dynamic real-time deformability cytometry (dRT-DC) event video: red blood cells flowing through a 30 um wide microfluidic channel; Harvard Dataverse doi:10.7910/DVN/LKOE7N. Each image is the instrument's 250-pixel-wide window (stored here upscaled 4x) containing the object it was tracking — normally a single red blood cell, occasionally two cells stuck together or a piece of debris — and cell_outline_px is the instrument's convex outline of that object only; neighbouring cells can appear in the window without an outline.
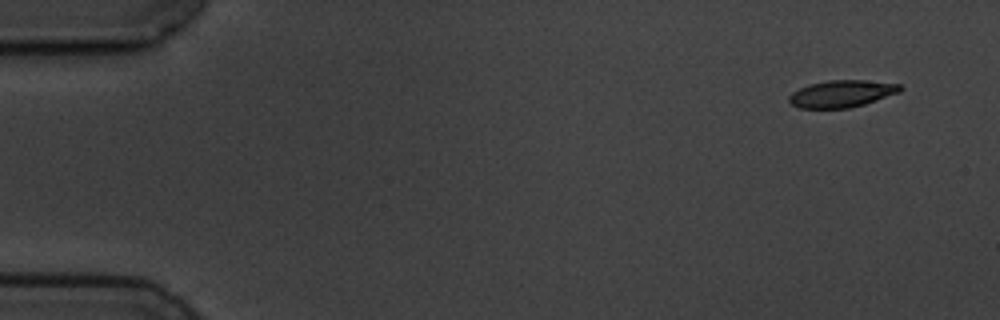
{"species": "common noctule bat (a hibernating species)", "species_latin": "Nyctalus noctula", "temperature_condition": "cold", "stored_images_in_passage": 4, "camera_frame_rate_fps": 3000, "um_per_image_px": 0.085, "animal": {"sex": "male", "body_mass_g": 19.5, "forearm_length_mm": 54.6}, "frame": {"image": 1, "passage_image": 1, "time_ms": 0.0, "image_size_px": [1000, 320], "cell_outline_px": [[904, 88], [900, 92], [864, 104], [848, 108], [800, 108], [792, 104], [788, 100], [788, 96], [792, 92], [808, 84], [828, 80], [864, 80], [900, 84]], "centroid_in_image_um": [71.54, 7.96], "position_along_channel_um": 13.5, "area_um2": 17.51}}
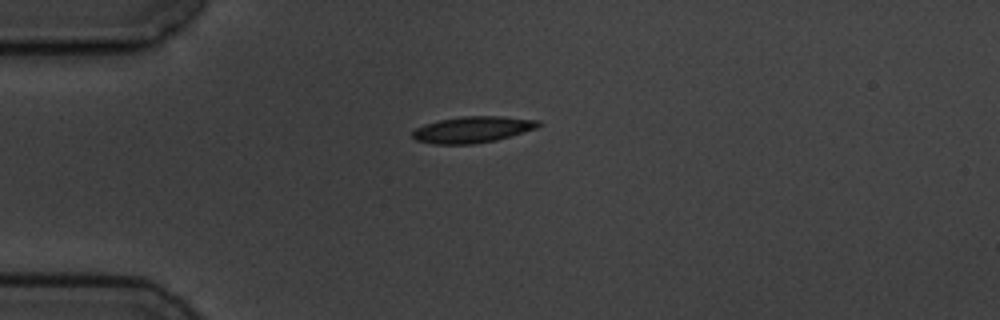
{"frame": {"image": 2, "passage_image": 4, "time_ms": 3.667, "image_size_px": [1000, 320], "cell_outline_px": [[540, 124], [536, 128], [496, 140], [472, 144], [432, 144], [416, 140], [412, 136], [412, 132], [416, 128], [424, 124], [440, 120], [464, 116], [500, 116], [540, 120]], "centroid_in_image_um": [40.14, 11.01], "position_along_channel_um": 44.9, "area_um2": 19.13}}